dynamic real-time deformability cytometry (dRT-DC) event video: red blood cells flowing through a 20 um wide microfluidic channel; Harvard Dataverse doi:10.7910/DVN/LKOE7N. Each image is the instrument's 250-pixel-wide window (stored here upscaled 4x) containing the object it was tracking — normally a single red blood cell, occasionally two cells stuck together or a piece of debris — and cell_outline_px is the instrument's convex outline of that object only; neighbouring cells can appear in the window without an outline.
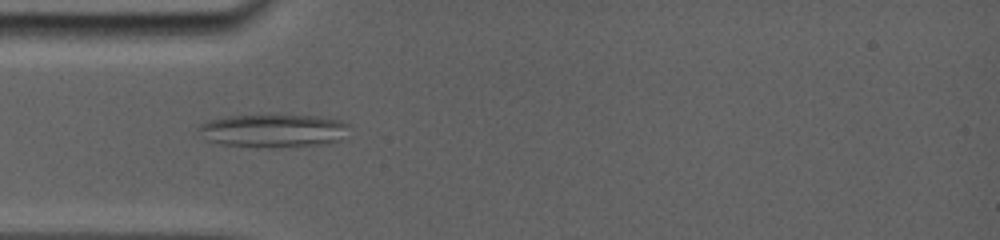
{"species": "common noctule bat (a hibernating species)", "species_latin": "Nyctalus noctula", "temperature_condition": "room temperature", "stored_images_in_passage": 29, "camera_frame_rate_fps": 5000, "um_per_image_px": 0.085, "animal": {"sex": "female", "body_mass_g": 19.0, "forearm_length_mm": 56.7}, "frame": {"image": 1, "passage_image": 6, "time_ms": 4.4, "image_size_px": [1000, 240], "cell_outline_px": [[352, 124], [340, 140], [328, 144], [268, 148], [216, 144], [208, 140], [196, 128], [200, 124], [208, 120], [224, 116], [272, 112], [320, 116], [340, 120]], "centroid_in_image_um": [23.24, 11.06], "position_along_channel_um": 61.8, "area_um2": 30.69}}
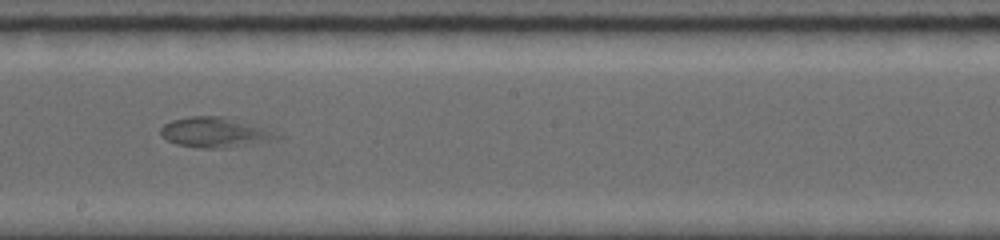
{"frame": {"image": 2, "passage_image": 15, "time_ms": 9.0, "image_size_px": [1000, 240], "cell_outline_px": [[284, 136], [272, 140], [252, 144], [228, 148], [200, 148], [176, 144], [160, 136], [160, 128], [164, 124], [172, 120], [188, 116], [224, 116]], "centroid_in_image_um": [18.18, 11.26], "position_along_channel_um": 230.0, "area_um2": 20.11}}
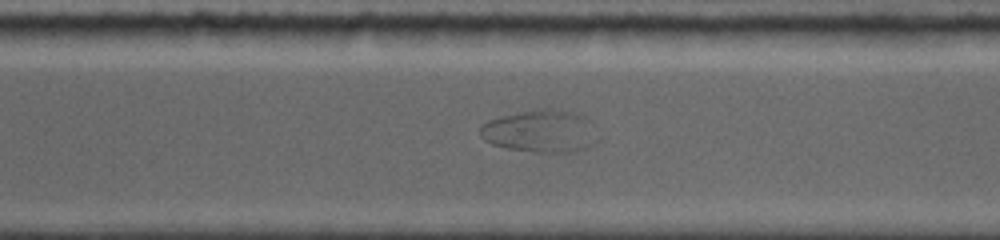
{"frame": {"image": 3, "passage_image": 20, "time_ms": 11.6, "image_size_px": [1000, 240], "cell_outline_px": [[596, 140], [588, 148], [572, 152], [540, 152], [508, 148], [492, 144], [484, 140], [480, 136], [480, 128], [488, 120], [500, 116], [532, 108], [556, 108], [576, 112], [584, 116], [588, 120]], "centroid_in_image_um": [45.9, 11.12], "position_along_channel_um": 324.7, "area_um2": 29.13}}